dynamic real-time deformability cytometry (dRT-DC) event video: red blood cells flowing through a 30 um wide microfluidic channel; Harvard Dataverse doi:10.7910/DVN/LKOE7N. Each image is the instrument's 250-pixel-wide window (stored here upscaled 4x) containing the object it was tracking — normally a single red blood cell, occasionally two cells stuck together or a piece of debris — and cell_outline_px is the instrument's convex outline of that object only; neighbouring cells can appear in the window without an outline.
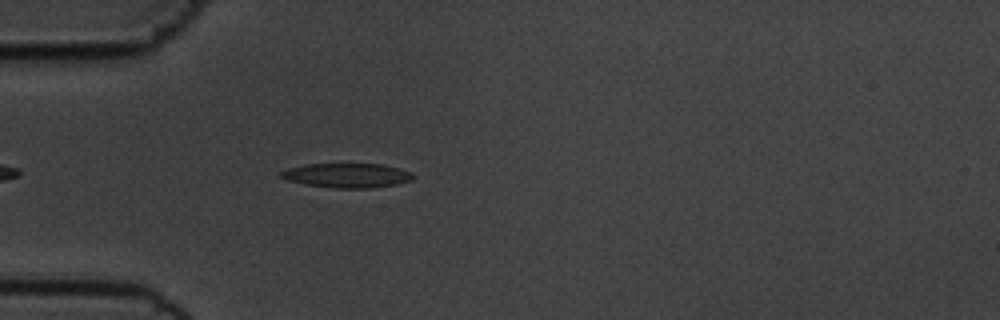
{"species": "common noctule bat (a hibernating species)", "species_latin": "Nyctalus noctula", "temperature_condition": "cold", "stored_images_in_passage": 15, "camera_frame_rate_fps": 3000, "um_per_image_px": 0.085, "animal": {"sex": "male", "body_mass_g": 19.5, "forearm_length_mm": 54.6}, "frame": {"image": 1, "passage_image": 1, "time_ms": 0.0, "image_size_px": [1000, 320], "cell_outline_px": [[416, 176], [412, 180], [396, 184], [372, 188], [336, 188], [308, 184], [288, 180], [280, 176], [280, 172], [288, 168], [304, 164], [344, 160], [384, 164], [412, 172]], "centroid_in_image_um": [29.53, 14.84], "position_along_channel_um": 55.5, "area_um2": 19.88}}
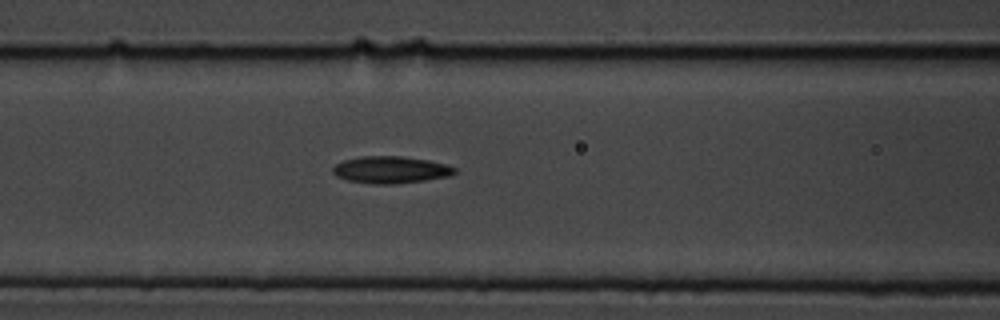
{"frame": {"image": 2, "passage_image": 8, "time_ms": 2.333, "image_size_px": [1000, 320], "cell_outline_px": [[456, 172], [452, 176], [396, 184], [372, 184], [348, 180], [336, 176], [332, 172], [332, 168], [336, 164], [344, 160], [364, 156], [404, 156], [428, 160], [444, 164], [456, 168]], "centroid_in_image_um": [33.22, 14.43], "position_along_channel_um": 133.4, "area_um2": 19.19}}
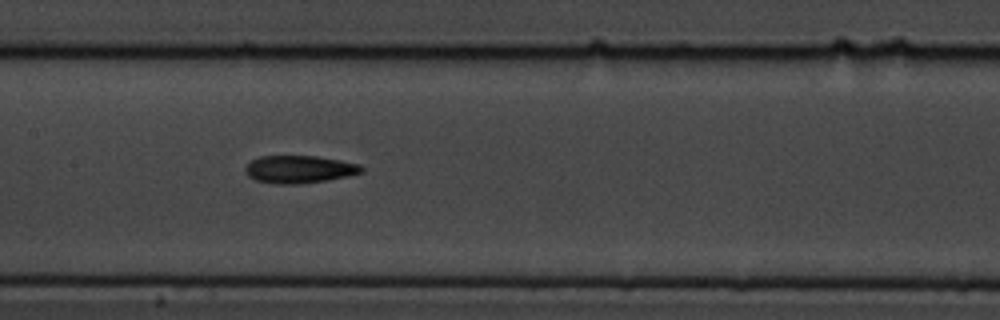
{"frame": {"image": 3, "passage_image": 12, "time_ms": 3.667, "image_size_px": [1000, 320], "cell_outline_px": [[364, 172], [348, 176], [328, 180], [296, 184], [276, 184], [256, 180], [248, 176], [244, 172], [244, 168], [252, 160], [260, 156], [316, 156], [340, 160], [360, 164], [364, 168]], "centroid_in_image_um": [25.45, 14.39], "position_along_channel_um": 181.9, "area_um2": 18.79}}